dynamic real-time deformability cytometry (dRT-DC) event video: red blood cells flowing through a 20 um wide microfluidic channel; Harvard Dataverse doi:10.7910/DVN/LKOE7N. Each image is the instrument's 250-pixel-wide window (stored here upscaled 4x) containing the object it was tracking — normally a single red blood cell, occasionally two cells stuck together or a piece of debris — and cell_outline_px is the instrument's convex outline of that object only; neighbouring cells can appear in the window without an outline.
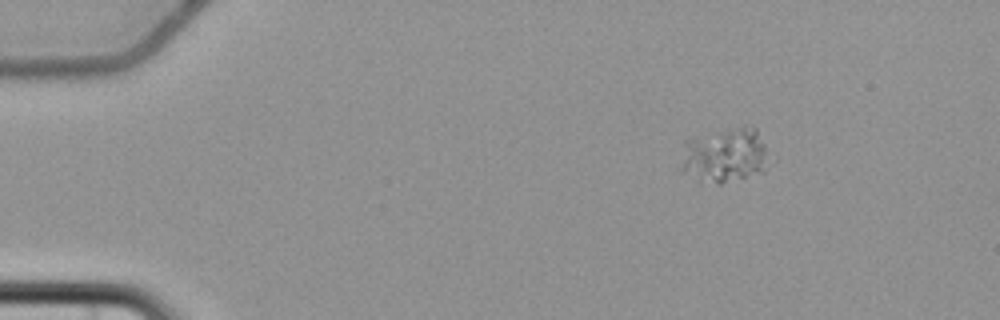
{"species": "common noctule bat (a hibernating species)", "species_latin": "Nyctalus noctula", "temperature_condition": "cold", "stored_images_in_passage": 3, "camera_frame_rate_fps": 3000, "um_per_image_px": 0.085, "animal": {"sex": "female", "body_mass_g": 22.7, "forearm_length_mm": 54.2}, "frame": {"image": 1, "passage_image": 1, "time_ms": 0.0, "image_size_px": [1000, 320], "cell_outline_px": [[768, 168], [764, 172], [720, 184], [680, 172], [680, 168], [684, 140], [688, 136], [740, 128], [756, 128], [764, 144]], "centroid_in_image_um": [61.56, 13.2], "position_along_channel_um": 23.4, "area_um2": 27.74}}